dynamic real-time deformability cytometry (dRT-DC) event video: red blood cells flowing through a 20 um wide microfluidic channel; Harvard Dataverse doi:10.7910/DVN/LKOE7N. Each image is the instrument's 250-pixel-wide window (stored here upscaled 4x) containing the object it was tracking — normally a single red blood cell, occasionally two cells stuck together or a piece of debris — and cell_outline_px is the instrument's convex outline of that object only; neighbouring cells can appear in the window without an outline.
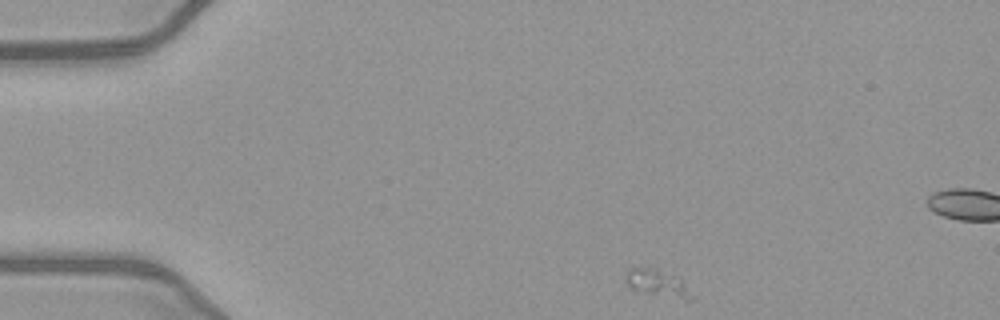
{"species": "common noctule bat (a hibernating species)", "species_latin": "Nyctalus noctula", "temperature_condition": "warm", "stored_images_in_passage": 42, "camera_frame_rate_fps": 3000, "um_per_image_px": 0.085, "animal": {"sex": "female", "body_mass_g": 21.9}, "frame": {"image": 1, "passage_image": 1, "time_ms": 0.0, "image_size_px": [1000, 320], "cell_outline_px": [[696, 300], [684, 300], [636, 292], [628, 284], [624, 276], [628, 268], [656, 268], [676, 276], [696, 296]], "centroid_in_image_um": [55.91, 24.11], "position_along_channel_um": 29.1, "area_um2": 10.69}}